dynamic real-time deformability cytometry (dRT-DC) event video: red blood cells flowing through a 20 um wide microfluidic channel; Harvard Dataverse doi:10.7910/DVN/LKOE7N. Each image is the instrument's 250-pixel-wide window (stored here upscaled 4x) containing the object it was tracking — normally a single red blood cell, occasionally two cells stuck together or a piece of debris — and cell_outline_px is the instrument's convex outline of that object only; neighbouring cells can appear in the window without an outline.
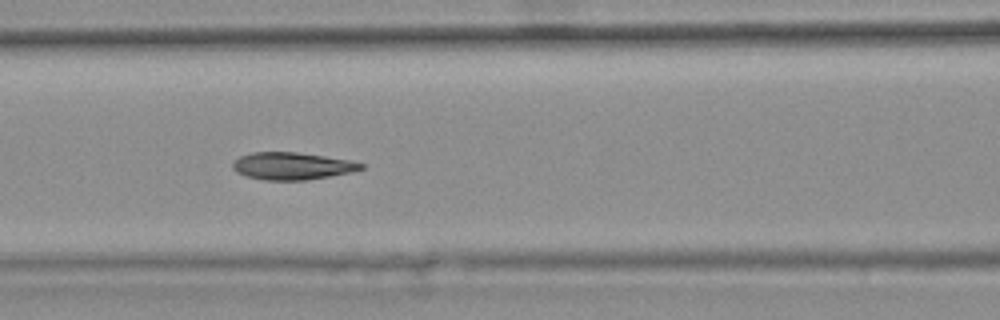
{"species": "common noctule bat (a hibernating species)", "species_latin": "Nyctalus noctula", "temperature_condition": "warm", "stored_images_in_passage": 12, "camera_frame_rate_fps": 3000, "um_per_image_px": 0.085, "animal": {"sex": "female", "body_mass_g": 25.1}, "frame": {"image": 1, "passage_image": 6, "time_ms": 1.667, "image_size_px": [1000, 320], "cell_outline_px": [[364, 168], [352, 172], [304, 180], [264, 180], [244, 176], [236, 172], [232, 168], [232, 164], [240, 156], [252, 152], [296, 152], [324, 156], [348, 160], [364, 164]], "centroid_in_image_um": [24.79, 14.11], "position_along_channel_um": 141.8, "area_um2": 20.29}}